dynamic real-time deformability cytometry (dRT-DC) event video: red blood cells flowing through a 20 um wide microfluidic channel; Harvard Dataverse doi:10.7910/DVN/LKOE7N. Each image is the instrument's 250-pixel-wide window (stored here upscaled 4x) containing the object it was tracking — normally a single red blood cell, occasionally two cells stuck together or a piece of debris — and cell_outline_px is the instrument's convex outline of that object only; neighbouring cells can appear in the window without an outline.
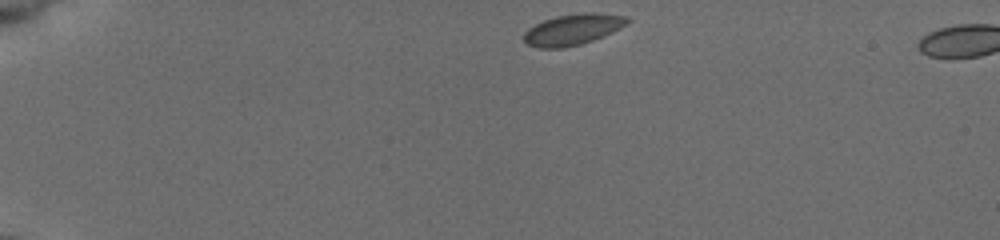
{"species": "common noctule bat (a hibernating species)", "species_latin": "Nyctalus noctula", "temperature_condition": "cold", "stored_images_in_passage": 4, "camera_frame_rate_fps": 3000, "um_per_image_px": 0.085, "animal": {"sex": "female", "body_mass_g": 19.5, "forearm_length_mm": 54.1}, "frame": {"image": 1, "passage_image": 1, "time_ms": 0.0, "image_size_px": [1000, 240], "cell_outline_px": [[632, 20], [620, 28], [612, 32], [592, 40], [580, 44], [564, 48], [540, 48], [528, 44], [524, 40], [524, 32], [528, 28], [544, 20], [556, 16], [584, 12], [596, 12], [628, 16]], "centroid_in_image_um": [48.72, 2.49], "position_along_channel_um": 36.3, "area_um2": 18.67}}